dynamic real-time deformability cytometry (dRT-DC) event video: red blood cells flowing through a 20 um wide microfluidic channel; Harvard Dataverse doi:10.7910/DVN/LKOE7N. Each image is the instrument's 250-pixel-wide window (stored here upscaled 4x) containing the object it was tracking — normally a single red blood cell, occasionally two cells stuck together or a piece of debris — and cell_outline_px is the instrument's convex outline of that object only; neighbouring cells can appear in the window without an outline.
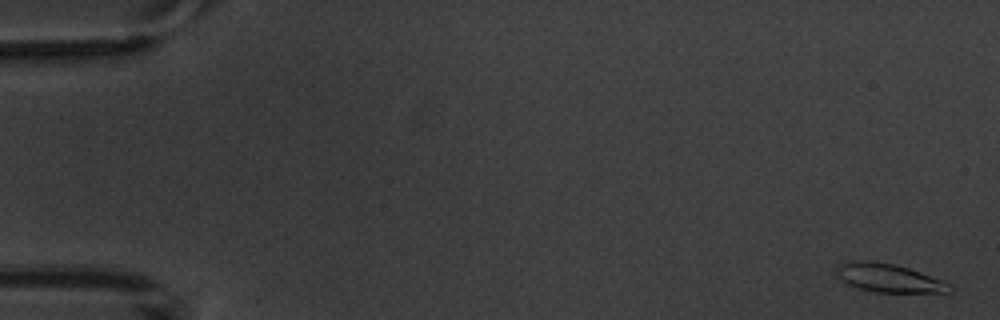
{"species": "common noctule bat (a hibernating species)", "species_latin": "Nyctalus noctula", "temperature_condition": "warm", "stored_images_in_passage": 5, "camera_frame_rate_fps": 3000, "um_per_image_px": 0.085, "animal": {"sex": "male", "body_mass_g": 20.1, "forearm_length_mm": 53.5}, "frame": {"image": 1, "passage_image": 1, "time_ms": 0.0, "image_size_px": [1000, 320], "cell_outline_px": [[952, 292], [876, 292], [860, 288], [848, 284], [836, 276], [836, 268], [840, 264], [856, 260], [872, 260], [896, 264], [908, 268], [940, 280], [952, 288]], "centroid_in_image_um": [75.47, 23.61], "position_along_channel_um": 9.5, "area_um2": 18.44}}